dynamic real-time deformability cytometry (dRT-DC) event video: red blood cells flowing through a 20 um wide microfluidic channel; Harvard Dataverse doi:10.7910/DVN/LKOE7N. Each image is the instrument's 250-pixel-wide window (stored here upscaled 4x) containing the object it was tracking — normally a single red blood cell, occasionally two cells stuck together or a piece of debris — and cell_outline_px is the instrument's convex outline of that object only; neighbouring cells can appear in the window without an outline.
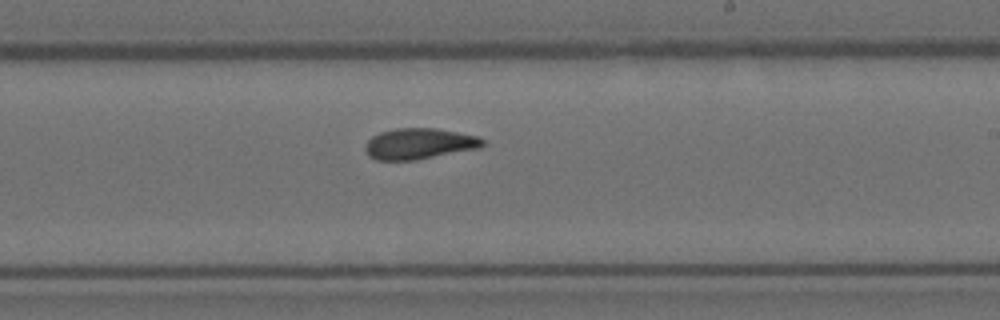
{"species": "Egyptian fruit bat (a non-hibernating species)", "species_latin": "Rousettus aegyptiacus", "temperature_condition": "room temperature", "stored_images_in_passage": 9, "segment_of_instrument_passage": [2, 2], "camera_frame_rate_fps": 3000, "um_per_image_px": 0.085, "animal": {"sex": "female"}, "frame": {"image": 1, "passage_image": 9, "time_ms": 2.667, "image_size_px": [1000, 320], "cell_outline_px": [[484, 144], [480, 148], [416, 160], [376, 160], [368, 156], [364, 148], [364, 144], [372, 136], [380, 132], [396, 128], [436, 128], [476, 136], [484, 140]], "centroid_in_image_um": [35.59, 12.22], "position_along_channel_um": 253.4, "area_um2": 21.21}}